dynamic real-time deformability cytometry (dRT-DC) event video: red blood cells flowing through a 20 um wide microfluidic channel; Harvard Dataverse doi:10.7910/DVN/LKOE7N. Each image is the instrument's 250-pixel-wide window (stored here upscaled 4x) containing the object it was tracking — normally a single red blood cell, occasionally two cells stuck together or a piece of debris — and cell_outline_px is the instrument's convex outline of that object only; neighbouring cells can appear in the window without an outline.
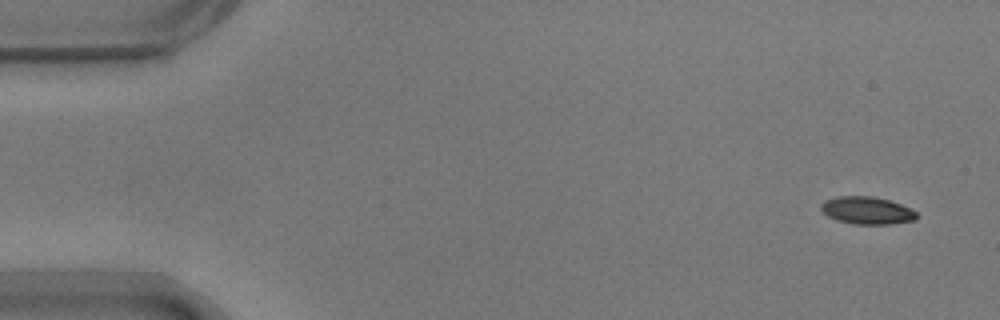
{"species": "common noctule bat (a hibernating species)", "species_latin": "Nyctalus noctula", "temperature_condition": "warm", "stored_images_in_passage": 53, "camera_frame_rate_fps": 3000, "um_per_image_px": 0.085, "animal": {"sex": "male", "body_mass_g": 17.9}, "frame": {"image": 1, "passage_image": 1, "time_ms": 0.0, "image_size_px": [1000, 320], "cell_outline_px": [[920, 216], [916, 220], [888, 224], [852, 224], [836, 220], [828, 216], [820, 208], [820, 204], [824, 200], [836, 196], [872, 196], [888, 200], [912, 208]], "centroid_in_image_um": [73.7, 17.89], "position_along_channel_um": 11.3, "area_um2": 15.49}}
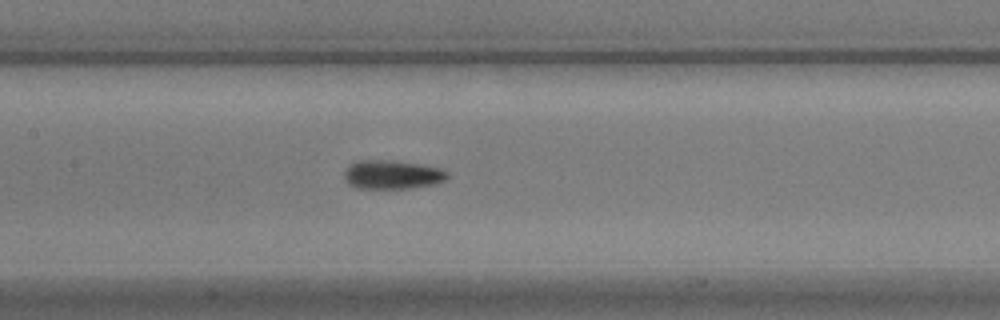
{"frame": {"image": 2, "passage_image": 24, "time_ms": 7.667, "image_size_px": [1000, 320], "cell_outline_px": [[448, 176], [444, 180], [436, 184], [408, 188], [360, 188], [348, 184], [344, 176], [344, 172], [356, 160], [396, 160], [420, 164], [440, 168], [448, 172]], "centroid_in_image_um": [33.36, 14.83], "position_along_channel_um": 174.0, "area_um2": 17.28}}
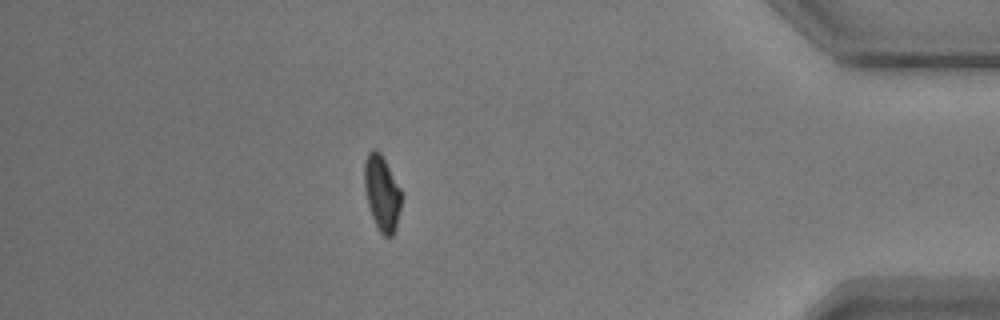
{"frame": {"image": 3, "passage_image": 46, "time_ms": 15.0, "image_size_px": [1000, 320], "cell_outline_px": [[404, 196], [396, 228], [392, 236], [384, 236], [380, 232], [372, 216], [368, 204], [364, 188], [364, 164], [368, 152], [372, 148], [376, 148], [380, 152], [400, 188]], "centroid_in_image_um": [32.48, 16.4], "position_along_channel_um": 402.7, "area_um2": 16.42}, "authors_computed_cell_mechanics": {"area_um2": 16.7042, "velocity_mm_per_s": 3.7095, "shape_relaxation_time_tau1_ms": 3.0829, "shape_relaxation_time_tau2_ms": 3.4295, "deformation_change_tau1": 0.1372, "deformation_change_tau2": 0.0839}}